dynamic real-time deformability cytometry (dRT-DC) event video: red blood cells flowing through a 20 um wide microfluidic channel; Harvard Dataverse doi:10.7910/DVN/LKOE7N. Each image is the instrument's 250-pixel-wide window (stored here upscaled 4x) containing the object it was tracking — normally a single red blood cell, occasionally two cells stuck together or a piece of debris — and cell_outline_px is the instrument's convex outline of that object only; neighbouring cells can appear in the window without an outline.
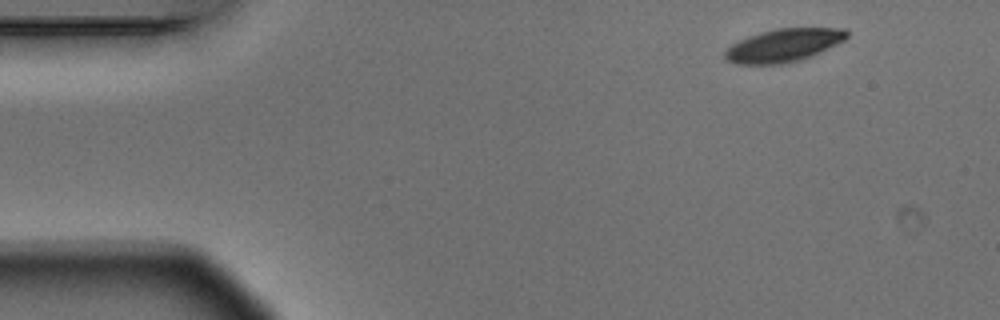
{"species": "Egyptian fruit bat (a non-hibernating species)", "species_latin": "Rousettus aegyptiacus", "temperature_condition": "warm", "stored_images_in_passage": 4, "camera_frame_rate_fps": 3000, "um_per_image_px": 0.085, "animal": {"sex": "male"}, "frame": {"image": 1, "passage_image": 1, "time_ms": 0.0, "image_size_px": [1000, 320], "cell_outline_px": [[848, 36], [844, 40], [800, 60], [780, 64], [736, 64], [728, 60], [724, 56], [724, 52], [732, 44], [740, 40], [760, 32], [776, 28], [844, 28], [848, 32]], "centroid_in_image_um": [66.58, 3.84], "position_along_channel_um": 18.4, "area_um2": 23.06}}
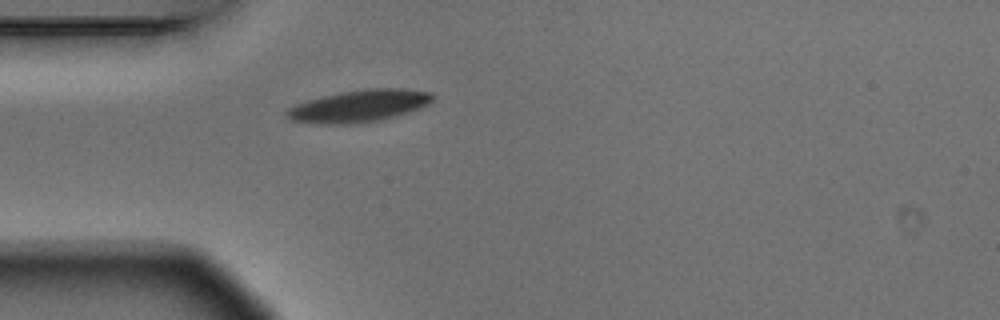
{"frame": {"image": 2, "passage_image": 4, "time_ms": 1.0, "image_size_px": [1000, 320], "cell_outline_px": [[432, 100], [428, 104], [420, 108], [408, 112], [380, 120], [356, 124], [320, 124], [292, 120], [284, 116], [284, 112], [288, 108], [296, 104], [308, 100], [340, 92], [368, 88], [400, 88], [432, 92]], "centroid_in_image_um": [30.5, 9.01], "position_along_channel_um": 54.5, "area_um2": 27.28}}